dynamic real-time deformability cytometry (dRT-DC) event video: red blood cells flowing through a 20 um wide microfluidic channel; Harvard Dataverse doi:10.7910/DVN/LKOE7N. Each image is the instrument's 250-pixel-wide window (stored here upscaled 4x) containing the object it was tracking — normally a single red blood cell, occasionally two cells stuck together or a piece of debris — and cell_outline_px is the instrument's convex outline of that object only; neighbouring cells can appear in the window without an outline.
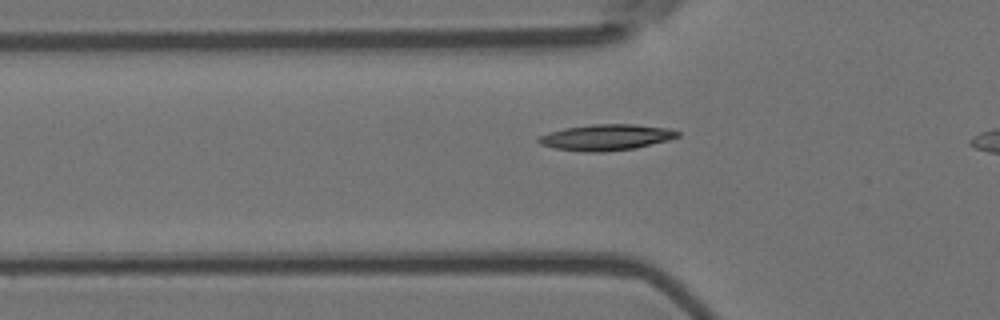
{"species": "Egyptian fruit bat (a non-hibernating species)", "species_latin": "Rousettus aegyptiacus", "temperature_condition": "room temperature", "stored_images_in_passage": 7, "camera_frame_rate_fps": 3000, "um_per_image_px": 0.085, "animal": {"sex": "female"}, "frame": {"image": 1, "passage_image": 4, "time_ms": 1.0, "image_size_px": [1000, 320], "cell_outline_px": [[680, 136], [668, 140], [636, 148], [604, 152], [584, 152], [556, 148], [540, 144], [536, 140], [540, 136], [548, 132], [564, 128], [592, 124], [636, 124], [668, 128], [680, 132]], "centroid_in_image_um": [51.53, 11.67], "position_along_channel_um": 74.3, "area_um2": 21.15}}